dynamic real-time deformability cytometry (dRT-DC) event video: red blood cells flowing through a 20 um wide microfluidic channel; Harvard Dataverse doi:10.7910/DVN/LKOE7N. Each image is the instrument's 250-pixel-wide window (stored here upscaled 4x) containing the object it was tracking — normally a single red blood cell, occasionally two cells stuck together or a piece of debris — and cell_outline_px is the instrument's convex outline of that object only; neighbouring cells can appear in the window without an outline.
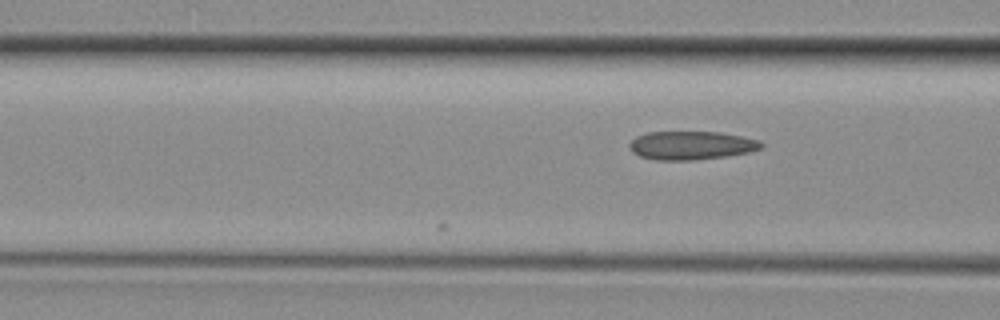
{"species": "common noctule bat (a hibernating species)", "species_latin": "Nyctalus noctula", "temperature_condition": "room temperature", "stored_images_in_passage": 3, "camera_frame_rate_fps": 3000, "um_per_image_px": 0.085, "animal": {"sex": "female", "body_mass_g": 29.2, "forearm_length_mm": 56.3}, "frame": {"image": 1, "passage_image": 3, "time_ms": 0.667, "image_size_px": [1000, 320], "cell_outline_px": [[764, 144], [760, 148], [748, 152], [728, 156], [696, 160], [652, 160], [640, 156], [632, 152], [628, 148], [628, 144], [636, 136], [648, 132], [720, 132], [760, 140]], "centroid_in_image_um": [58.72, 12.36], "position_along_channel_um": 107.9, "area_um2": 22.02}}